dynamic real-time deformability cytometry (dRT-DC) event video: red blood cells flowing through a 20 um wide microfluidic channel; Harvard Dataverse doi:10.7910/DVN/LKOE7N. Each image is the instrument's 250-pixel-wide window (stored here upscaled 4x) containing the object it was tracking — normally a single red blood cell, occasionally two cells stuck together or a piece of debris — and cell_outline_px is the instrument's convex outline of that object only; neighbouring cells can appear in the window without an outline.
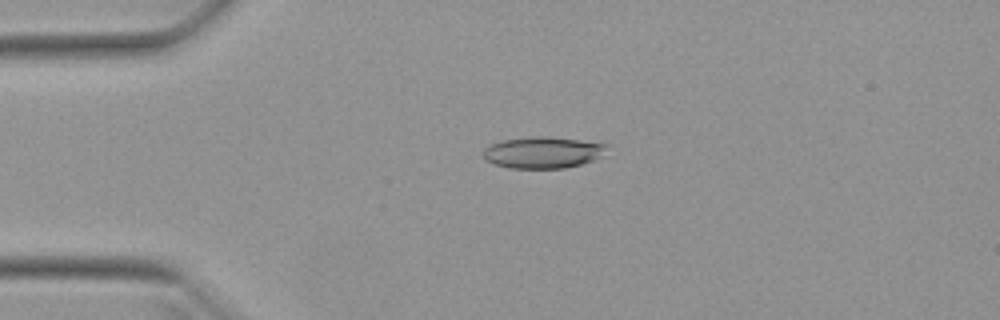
{"species": "Egyptian fruit bat (a non-hibernating species)", "species_latin": "Rousettus aegyptiacus", "temperature_condition": "warm", "stored_images_in_passage": 43, "camera_frame_rate_fps": 3000, "um_per_image_px": 0.085, "animal": {"sex": "female"}, "frame": {"image": 1, "passage_image": 12, "time_ms": 3.667, "image_size_px": [1000, 320], "cell_outline_px": [[608, 144], [600, 156], [592, 160], [580, 164], [564, 168], [508, 168], [492, 164], [484, 156], [484, 148], [492, 144], [504, 140], [536, 136], [548, 136]], "centroid_in_image_um": [46.11, 12.96], "position_along_channel_um": 38.9, "area_um2": 22.31}}
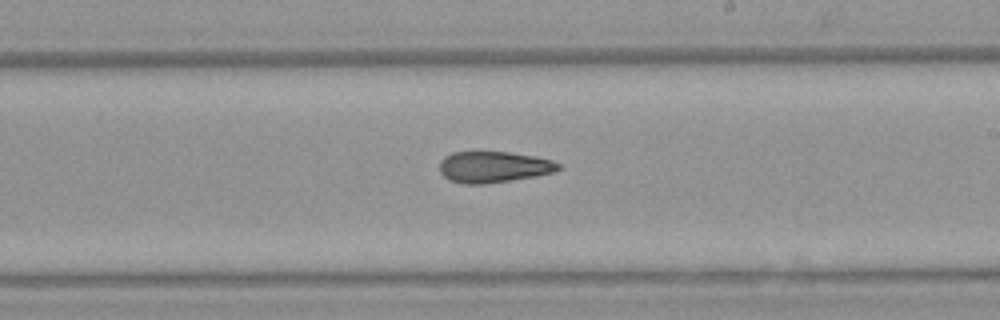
{"frame": {"image": 2, "passage_image": 30, "time_ms": 9.667, "image_size_px": [1000, 320], "cell_outline_px": [[564, 168], [556, 172], [536, 176], [484, 184], [464, 184], [448, 180], [440, 172], [440, 160], [444, 156], [452, 152], [508, 152], [536, 156], [552, 160], [560, 164]], "centroid_in_image_um": [41.98, 14.19], "position_along_channel_um": 247.0, "area_um2": 21.85}}
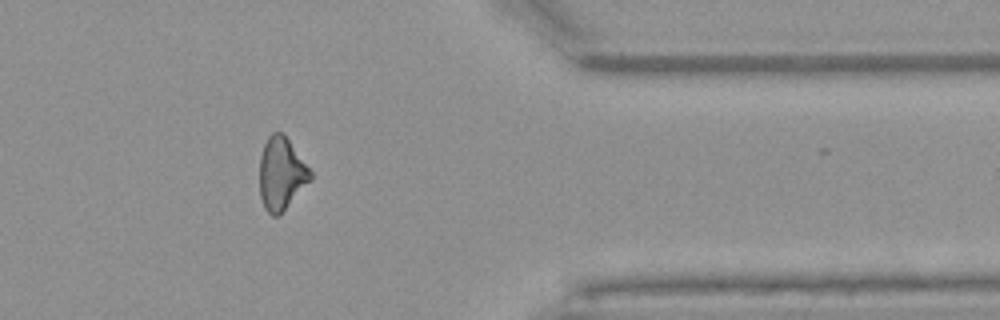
{"frame": {"image": 3, "passage_image": 42, "time_ms": 13.667, "image_size_px": [1000, 320], "cell_outline_px": [[312, 176], [280, 216], [272, 216], [264, 208], [260, 196], [260, 156], [264, 144], [268, 136], [272, 132], [280, 132], [288, 140], [312, 172]], "centroid_in_image_um": [23.88, 14.79], "position_along_channel_um": 387.5, "area_um2": 21.1}}